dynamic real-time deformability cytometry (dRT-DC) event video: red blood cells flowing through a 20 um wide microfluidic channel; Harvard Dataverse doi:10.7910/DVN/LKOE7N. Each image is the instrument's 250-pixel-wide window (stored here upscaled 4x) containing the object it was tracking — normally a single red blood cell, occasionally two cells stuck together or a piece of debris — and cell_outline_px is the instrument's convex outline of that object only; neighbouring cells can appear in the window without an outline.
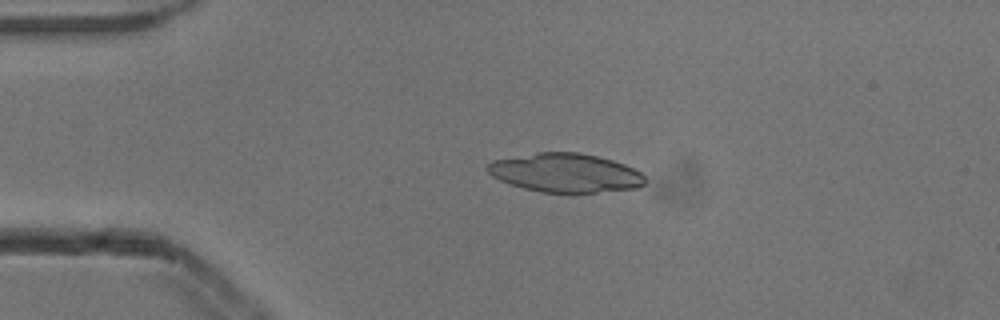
{"species": "common noctule bat (a hibernating species)", "species_latin": "Nyctalus noctula", "temperature_condition": "cold", "stored_images_in_passage": 42, "camera_frame_rate_fps": 3000, "um_per_image_px": 0.085, "animal": {"sex": "male", "body_mass_g": 13.3}, "frame": {"image": 1, "passage_image": 1, "time_ms": 0.0, "image_size_px": [1000, 320], "cell_outline_px": [[644, 184], [636, 188], [596, 192], [540, 192], [524, 188], [500, 180], [492, 176], [488, 172], [488, 164], [492, 160], [536, 152], [576, 152], [596, 156], [612, 160], [624, 164], [640, 172], [644, 176]], "centroid_in_image_um": [48.04, 14.68], "position_along_channel_um": 37.0, "area_um2": 35.32}}